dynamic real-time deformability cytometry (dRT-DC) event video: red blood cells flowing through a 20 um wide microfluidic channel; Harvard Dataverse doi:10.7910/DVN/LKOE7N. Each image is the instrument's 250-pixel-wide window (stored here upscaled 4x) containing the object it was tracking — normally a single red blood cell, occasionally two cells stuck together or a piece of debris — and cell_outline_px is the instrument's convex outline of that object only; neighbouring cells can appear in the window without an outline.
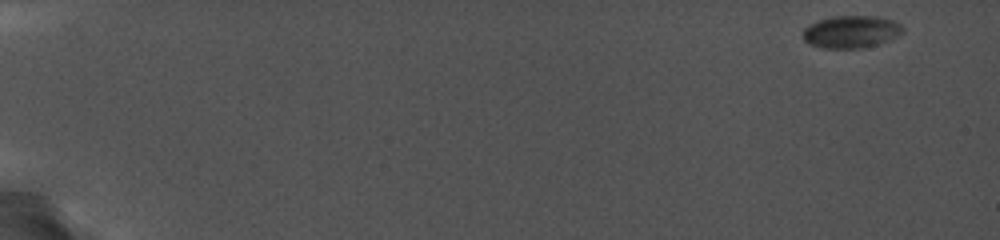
{"species": "common noctule bat (a hibernating species)", "species_latin": "Nyctalus noctula", "temperature_condition": "cold", "stored_images_in_passage": 7, "camera_frame_rate_fps": 5000, "um_per_image_px": 0.085, "animal": {"sex": "female", "body_mass_g": 19.0, "forearm_length_mm": 56.7}, "frame": {"image": 1, "passage_image": 1, "time_ms": 0.0, "image_size_px": [1000, 240], "cell_outline_px": [[904, 32], [888, 40], [864, 48], [824, 48], [808, 44], [804, 40], [804, 28], [808, 24], [832, 16], [876, 16], [892, 20], [900, 24], [904, 28]], "centroid_in_image_um": [72.34, 2.7], "position_along_channel_um": 12.7, "area_um2": 18.79}}
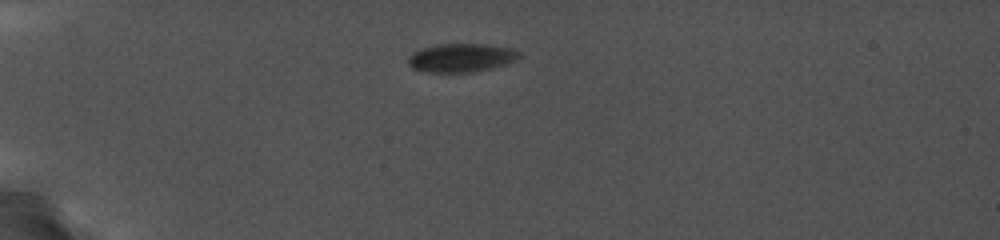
{"frame": {"image": 2, "passage_image": 5, "time_ms": 4.6, "image_size_px": [1000, 240], "cell_outline_px": [[520, 56], [516, 60], [508, 64], [492, 68], [472, 72], [428, 72], [412, 68], [408, 64], [408, 56], [412, 52], [420, 48], [436, 44], [488, 44], [512, 48], [520, 52]], "centroid_in_image_um": [39.2, 4.9], "position_along_channel_um": 45.8, "area_um2": 18.73}}